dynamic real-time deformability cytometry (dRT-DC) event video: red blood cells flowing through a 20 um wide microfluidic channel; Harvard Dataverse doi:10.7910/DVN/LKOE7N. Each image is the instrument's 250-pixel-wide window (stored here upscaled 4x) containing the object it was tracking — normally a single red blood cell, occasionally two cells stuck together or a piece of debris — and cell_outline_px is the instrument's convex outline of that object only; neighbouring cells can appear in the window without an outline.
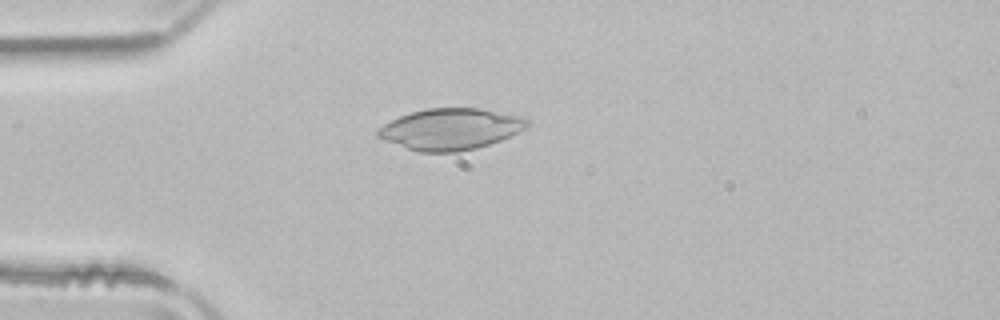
{"species": "common noctule bat (a hibernating species)", "species_latin": "Nyctalus noctula", "temperature_condition": "room temperature", "stored_images_in_passage": 42, "camera_frame_rate_fps": 3000, "um_per_image_px": 0.085, "animal": {"sex": "male", "body_mass_g": 21.5, "forearm_length_mm": 52.0}, "frame": {"image": 1, "passage_image": 4, "time_ms": 1.0, "image_size_px": [1000, 320], "cell_outline_px": [[528, 124], [524, 128], [500, 140], [476, 148], [456, 152], [420, 152], [384, 140], [376, 136], [376, 132], [384, 124], [400, 116], [412, 112], [428, 108], [480, 108], [524, 116], [528, 120]], "centroid_in_image_um": [38.29, 10.96], "position_along_channel_um": 46.7, "area_um2": 35.55}}
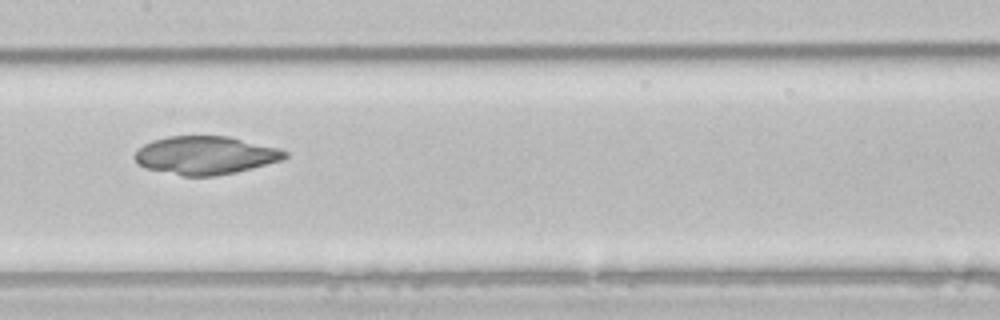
{"frame": {"image": 2, "passage_image": 16, "time_ms": 5.0, "image_size_px": [1000, 320], "cell_outline_px": [[288, 156], [284, 160], [236, 172], [212, 176], [184, 176], [144, 168], [132, 156], [144, 144], [152, 140], [168, 136], [228, 136], [276, 148], [288, 152]], "centroid_in_image_um": [17.45, 13.2], "position_along_channel_um": 189.9, "area_um2": 33.29}}
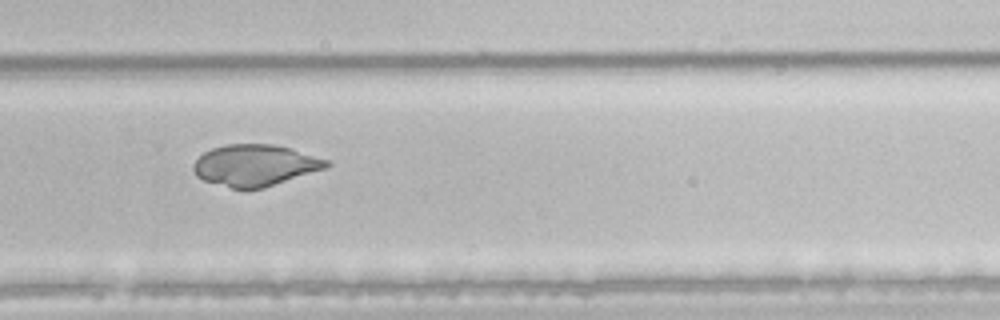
{"frame": {"image": 3, "passage_image": 25, "time_ms": 8.0, "image_size_px": [1000, 320], "cell_outline_px": [[332, 164], [328, 168], [264, 188], [232, 188], [204, 180], [196, 176], [192, 168], [192, 164], [204, 152], [212, 148], [228, 144], [276, 144], [292, 148], [328, 160]], "centroid_in_image_um": [21.72, 14.04], "position_along_channel_um": 308.1, "area_um2": 32.25}}